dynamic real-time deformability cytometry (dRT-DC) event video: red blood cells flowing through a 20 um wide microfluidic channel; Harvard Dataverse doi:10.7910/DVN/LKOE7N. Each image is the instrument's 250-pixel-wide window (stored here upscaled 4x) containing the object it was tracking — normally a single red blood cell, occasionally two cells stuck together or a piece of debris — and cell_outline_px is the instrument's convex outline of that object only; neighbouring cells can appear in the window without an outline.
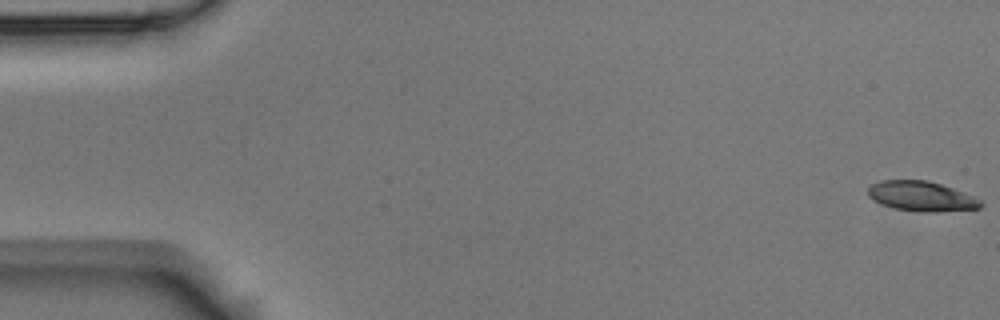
{"species": "Egyptian fruit bat (a non-hibernating species)", "species_latin": "Rousettus aegyptiacus", "temperature_condition": "room temperature", "stored_images_in_passage": 5, "camera_frame_rate_fps": 3000, "um_per_image_px": 0.085, "animal": {"sex": "male"}, "frame": {"image": 1, "passage_image": 1, "time_ms": 0.0, "image_size_px": [1000, 320], "cell_outline_px": [[984, 204], [980, 208], [928, 212], [924, 212], [896, 208], [880, 204], [872, 200], [868, 196], [868, 188], [872, 184], [880, 180], [928, 180], [964, 192], [984, 200]], "centroid_in_image_um": [78.33, 16.67], "position_along_channel_um": 6.7, "area_um2": 19.65}}
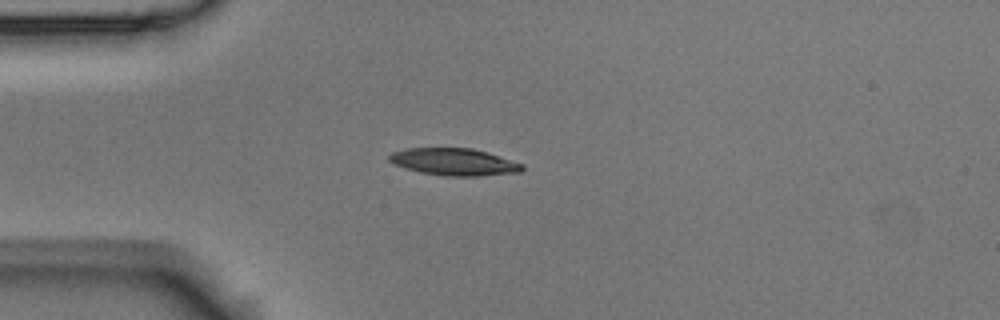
{"frame": {"image": 2, "passage_image": 5, "time_ms": 1.333, "image_size_px": [1000, 320], "cell_outline_px": [[524, 168], [520, 172], [480, 176], [444, 176], [420, 172], [404, 168], [388, 160], [388, 156], [392, 152], [404, 148], [472, 148], [524, 164]], "centroid_in_image_um": [38.57, 13.76], "position_along_channel_um": 46.4, "area_um2": 20.98}}